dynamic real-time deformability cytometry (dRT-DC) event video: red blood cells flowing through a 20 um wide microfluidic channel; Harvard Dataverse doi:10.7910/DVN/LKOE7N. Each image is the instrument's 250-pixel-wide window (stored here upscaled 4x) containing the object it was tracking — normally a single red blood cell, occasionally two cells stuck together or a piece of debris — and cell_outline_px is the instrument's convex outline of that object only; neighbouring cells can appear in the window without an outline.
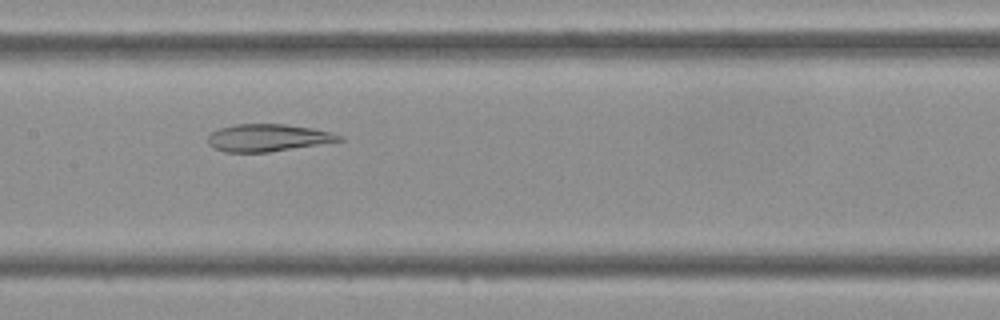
{"species": "Egyptian fruit bat (a non-hibernating species)", "species_latin": "Rousettus aegyptiacus", "temperature_condition": "cold", "stored_images_in_passage": 35, "camera_frame_rate_fps": 3000, "um_per_image_px": 0.085, "frame": {"image": 1, "passage_image": 12, "time_ms": 3.667, "image_size_px": [1000, 320], "cell_outline_px": [[344, 140], [268, 152], [224, 152], [212, 148], [208, 144], [208, 136], [212, 132], [220, 128], [236, 124], [284, 124], [312, 128], [332, 132], [344, 136]], "centroid_in_image_um": [22.76, 11.71], "position_along_channel_um": 184.6, "area_um2": 20.87}}
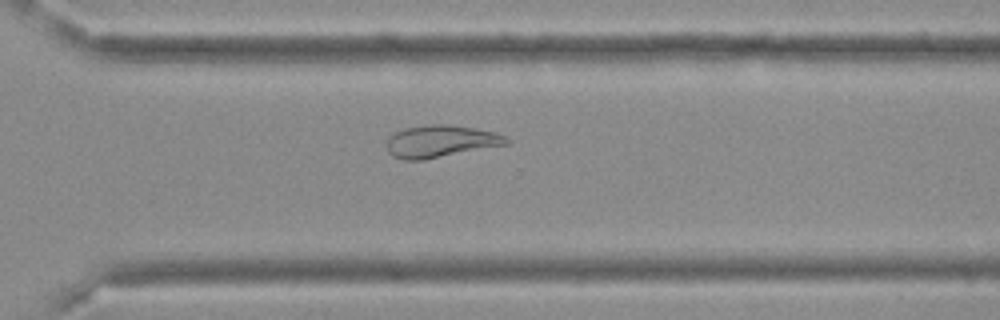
{"frame": {"image": 2, "passage_image": 22, "time_ms": 7.0, "image_size_px": [1000, 320], "cell_outline_px": [[512, 140], [508, 144], [424, 160], [400, 160], [392, 156], [388, 152], [388, 140], [396, 132], [404, 128], [432, 124], [448, 124], [476, 128], [492, 132], [504, 136]], "centroid_in_image_um": [37.46, 12.02], "position_along_channel_um": 333.1, "area_um2": 22.37}}
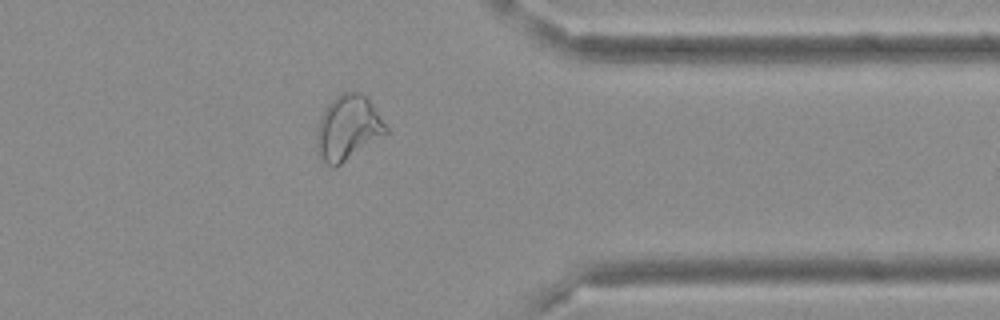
{"frame": {"image": 3, "passage_image": 26, "time_ms": 8.333, "image_size_px": [1000, 320], "cell_outline_px": [[388, 132], [340, 164], [332, 168], [316, 152], [316, 136], [320, 120], [324, 108], [340, 92], [360, 92], [372, 104], [388, 128]], "centroid_in_image_um": [29.55, 10.85], "position_along_channel_um": 381.8, "area_um2": 25.66}}